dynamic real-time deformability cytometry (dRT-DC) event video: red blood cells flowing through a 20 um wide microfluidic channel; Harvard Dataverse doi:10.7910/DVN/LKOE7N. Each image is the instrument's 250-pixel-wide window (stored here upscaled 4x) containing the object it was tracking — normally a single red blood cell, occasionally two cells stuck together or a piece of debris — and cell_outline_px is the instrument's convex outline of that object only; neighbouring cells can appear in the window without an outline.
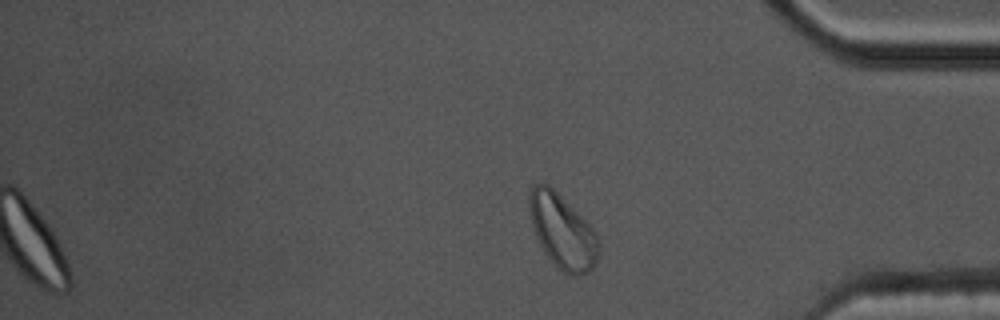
{"species": "common noctule bat (a hibernating species)", "species_latin": "Nyctalus noctula", "temperature_condition": "cold", "stored_images_in_passage": 52, "segment_of_instrument_passage": [2, 2], "camera_frame_rate_fps": 3000, "um_per_image_px": 0.085, "animal": {"sex": "male", "body_mass_g": 17.5, "forearm_length_mm": 52.3}, "frame": {"image": 1, "passage_image": 52, "time_ms": 17.0, "image_size_px": [1000, 320], "cell_outline_px": [[600, 252], [596, 264], [588, 272], [580, 276], [568, 276], [544, 252], [536, 236], [532, 224], [528, 208], [528, 192], [532, 184], [548, 184], [596, 232], [600, 244]], "centroid_in_image_um": [47.81, 19.69], "position_along_channel_um": 387.4, "area_um2": 29.77}}